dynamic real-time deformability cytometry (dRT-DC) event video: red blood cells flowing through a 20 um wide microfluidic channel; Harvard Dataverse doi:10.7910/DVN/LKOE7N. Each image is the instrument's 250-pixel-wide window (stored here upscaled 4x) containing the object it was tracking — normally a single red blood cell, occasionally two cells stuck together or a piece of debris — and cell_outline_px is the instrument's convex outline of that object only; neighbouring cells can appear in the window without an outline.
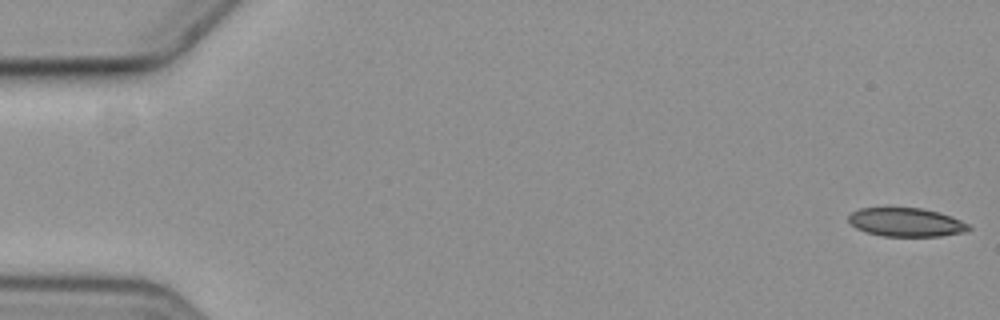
{"species": "common noctule bat (a hibernating species)", "species_latin": "Nyctalus noctula", "temperature_condition": "cold", "stored_images_in_passage": 3, "camera_frame_rate_fps": 3000, "um_per_image_px": 0.085, "animal": {"sex": "female", "body_mass_g": 19.3, "forearm_length_mm": 54.1}, "frame": {"image": 1, "passage_image": 1, "time_ms": 0.0, "image_size_px": [1000, 320], "cell_outline_px": [[972, 228], [968, 232], [940, 236], [884, 236], [868, 232], [856, 228], [848, 220], [848, 216], [852, 212], [860, 208], [920, 208], [940, 212], [952, 216], [968, 224]], "centroid_in_image_um": [77.07, 18.89], "position_along_channel_um": 7.9, "area_um2": 20.06}}